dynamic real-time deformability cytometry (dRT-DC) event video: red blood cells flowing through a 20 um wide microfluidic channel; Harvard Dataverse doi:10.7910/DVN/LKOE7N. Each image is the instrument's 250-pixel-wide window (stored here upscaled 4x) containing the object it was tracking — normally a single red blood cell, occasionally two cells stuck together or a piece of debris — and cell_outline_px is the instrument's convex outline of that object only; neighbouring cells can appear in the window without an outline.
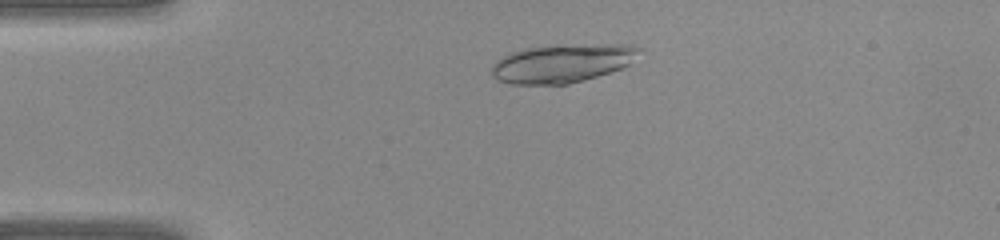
{"species": "common noctule bat (a hibernating species)", "species_latin": "Nyctalus noctula", "temperature_condition": "warm", "stored_images_in_passage": 12, "camera_frame_rate_fps": 3000, "um_per_image_px": 0.085, "animal": {"sex": "female", "body_mass_g": 22.0, "forearm_length_mm": 56.7}, "frame": {"image": 1, "passage_image": 6, "time_ms": 1.667, "image_size_px": [1000, 240], "cell_outline_px": [[640, 48], [628, 64], [612, 72], [568, 84], [508, 84], [496, 80], [492, 76], [492, 64], [496, 60], [508, 52], [524, 48], [556, 44], [632, 44]], "centroid_in_image_um": [47.71, 5.36], "position_along_channel_um": 37.3, "area_um2": 33.41}}